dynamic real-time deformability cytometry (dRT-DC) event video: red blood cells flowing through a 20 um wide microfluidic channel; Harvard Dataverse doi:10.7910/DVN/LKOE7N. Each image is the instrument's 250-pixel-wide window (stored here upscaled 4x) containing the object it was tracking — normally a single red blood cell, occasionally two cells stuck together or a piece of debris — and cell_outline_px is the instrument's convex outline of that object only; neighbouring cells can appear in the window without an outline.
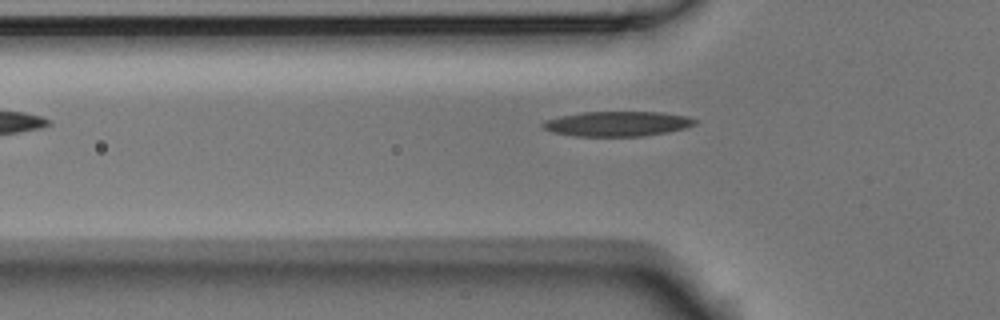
{"species": "Egyptian fruit bat (a non-hibernating species)", "species_latin": "Rousettus aegyptiacus", "temperature_condition": "room temperature", "stored_images_in_passage": 5, "camera_frame_rate_fps": 3000, "um_per_image_px": 0.085, "animal": {"sex": "male"}, "frame": {"image": 1, "passage_image": 5, "time_ms": 1.333, "image_size_px": [1000, 320], "cell_outline_px": [[700, 120], [696, 124], [684, 128], [668, 132], [644, 136], [576, 136], [552, 132], [544, 128], [540, 124], [544, 120], [560, 116], [584, 112], [660, 112], [688, 116]], "centroid_in_image_um": [52.5, 10.52], "position_along_channel_um": 73.3, "area_um2": 22.2}}